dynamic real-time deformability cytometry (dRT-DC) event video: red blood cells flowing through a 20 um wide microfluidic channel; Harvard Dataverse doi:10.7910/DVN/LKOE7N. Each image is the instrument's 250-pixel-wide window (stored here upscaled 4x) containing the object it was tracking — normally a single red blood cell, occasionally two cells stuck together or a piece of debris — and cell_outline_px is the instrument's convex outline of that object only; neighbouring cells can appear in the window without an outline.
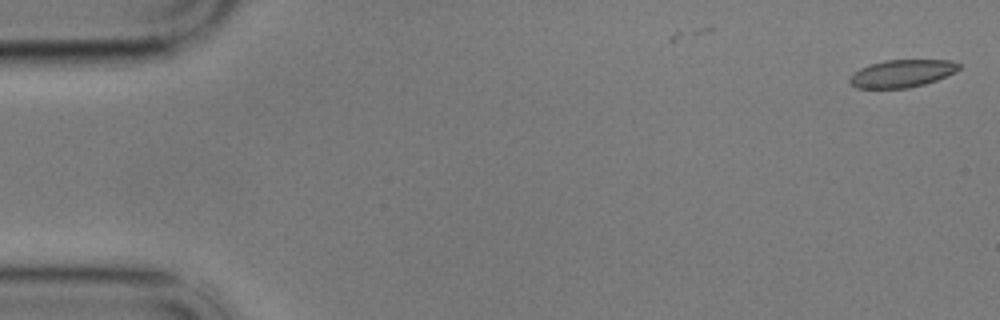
{"species": "common noctule bat (a hibernating species)", "species_latin": "Nyctalus noctula", "temperature_condition": "cold", "stored_images_in_passage": 9, "camera_frame_rate_fps": 3000, "um_per_image_px": 0.085, "animal": {"sex": "male", "body_mass_g": 17.9}, "frame": {"image": 1, "passage_image": 1, "time_ms": 0.0, "image_size_px": [1000, 320], "cell_outline_px": [[960, 68], [936, 80], [924, 84], [908, 88], [856, 88], [848, 80], [860, 68], [884, 60], [952, 60], [960, 64]], "centroid_in_image_um": [76.67, 6.24], "position_along_channel_um": 8.3, "area_um2": 17.22}}